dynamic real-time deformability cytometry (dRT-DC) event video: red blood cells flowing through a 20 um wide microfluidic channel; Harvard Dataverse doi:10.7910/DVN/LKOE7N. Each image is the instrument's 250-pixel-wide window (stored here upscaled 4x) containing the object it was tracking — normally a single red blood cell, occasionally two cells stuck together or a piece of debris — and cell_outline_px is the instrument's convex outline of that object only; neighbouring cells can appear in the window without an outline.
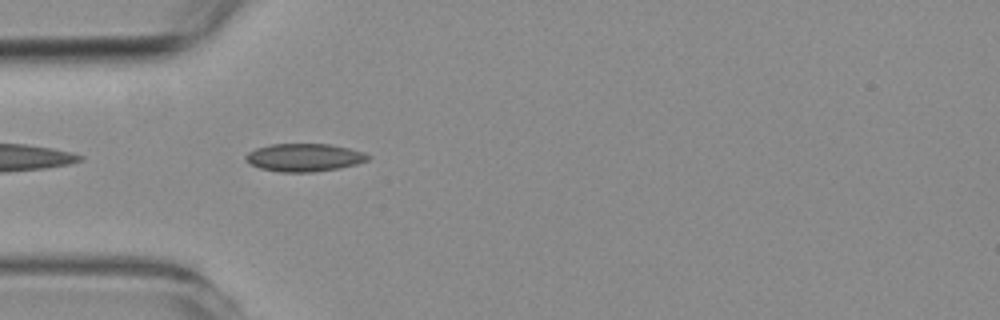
{"species": "common noctule bat (a hibernating species)", "species_latin": "Nyctalus noctula", "temperature_condition": "room temperature", "stored_images_in_passage": 5, "camera_frame_rate_fps": 3000, "um_per_image_px": 0.085, "animal": {"sex": "female", "body_mass_g": 19.3, "forearm_length_mm": 54.1}, "frame": {"image": 1, "passage_image": 3, "time_ms": 0.667, "image_size_px": [1000, 320], "cell_outline_px": [[372, 156], [368, 160], [356, 164], [340, 168], [312, 172], [280, 172], [260, 168], [248, 164], [244, 160], [244, 156], [248, 152], [256, 148], [272, 144], [328, 144], [348, 148], [364, 152]], "centroid_in_image_um": [25.83, 13.39], "position_along_channel_um": 59.2, "area_um2": 20.0}}